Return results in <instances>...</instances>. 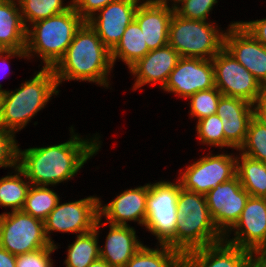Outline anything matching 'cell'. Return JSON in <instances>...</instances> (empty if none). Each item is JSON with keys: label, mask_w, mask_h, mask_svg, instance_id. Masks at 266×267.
<instances>
[{"label": "cell", "mask_w": 266, "mask_h": 267, "mask_svg": "<svg viewBox=\"0 0 266 267\" xmlns=\"http://www.w3.org/2000/svg\"><path fill=\"white\" fill-rule=\"evenodd\" d=\"M69 141L47 147L18 148L17 167L31 185H56L71 179L99 151V138L85 140L74 134Z\"/></svg>", "instance_id": "cell-1"}, {"label": "cell", "mask_w": 266, "mask_h": 267, "mask_svg": "<svg viewBox=\"0 0 266 267\" xmlns=\"http://www.w3.org/2000/svg\"><path fill=\"white\" fill-rule=\"evenodd\" d=\"M52 69L58 85L66 80H82L108 87V73L113 69L111 51L84 22L64 56Z\"/></svg>", "instance_id": "cell-2"}, {"label": "cell", "mask_w": 266, "mask_h": 267, "mask_svg": "<svg viewBox=\"0 0 266 267\" xmlns=\"http://www.w3.org/2000/svg\"><path fill=\"white\" fill-rule=\"evenodd\" d=\"M177 210L176 232L167 246L183 255L224 240L212 220L205 195L185 190L179 183Z\"/></svg>", "instance_id": "cell-3"}, {"label": "cell", "mask_w": 266, "mask_h": 267, "mask_svg": "<svg viewBox=\"0 0 266 267\" xmlns=\"http://www.w3.org/2000/svg\"><path fill=\"white\" fill-rule=\"evenodd\" d=\"M58 84L52 68H42L35 76L15 91L4 90L0 127L11 133L25 128L37 112L45 107Z\"/></svg>", "instance_id": "cell-4"}, {"label": "cell", "mask_w": 266, "mask_h": 267, "mask_svg": "<svg viewBox=\"0 0 266 267\" xmlns=\"http://www.w3.org/2000/svg\"><path fill=\"white\" fill-rule=\"evenodd\" d=\"M84 22L72 6L64 13L31 24L33 29H27L26 57L38 54L43 59L44 68H53Z\"/></svg>", "instance_id": "cell-5"}, {"label": "cell", "mask_w": 266, "mask_h": 267, "mask_svg": "<svg viewBox=\"0 0 266 267\" xmlns=\"http://www.w3.org/2000/svg\"><path fill=\"white\" fill-rule=\"evenodd\" d=\"M207 21L190 20L175 12L169 26L168 44L180 57L213 59L224 48V32Z\"/></svg>", "instance_id": "cell-6"}, {"label": "cell", "mask_w": 266, "mask_h": 267, "mask_svg": "<svg viewBox=\"0 0 266 267\" xmlns=\"http://www.w3.org/2000/svg\"><path fill=\"white\" fill-rule=\"evenodd\" d=\"M44 221L22 210L0 214V246L13 255L49 247Z\"/></svg>", "instance_id": "cell-7"}, {"label": "cell", "mask_w": 266, "mask_h": 267, "mask_svg": "<svg viewBox=\"0 0 266 267\" xmlns=\"http://www.w3.org/2000/svg\"><path fill=\"white\" fill-rule=\"evenodd\" d=\"M160 181L149 184L147 218L145 227L157 237L159 244H166L175 234L178 210L179 181Z\"/></svg>", "instance_id": "cell-8"}, {"label": "cell", "mask_w": 266, "mask_h": 267, "mask_svg": "<svg viewBox=\"0 0 266 267\" xmlns=\"http://www.w3.org/2000/svg\"><path fill=\"white\" fill-rule=\"evenodd\" d=\"M215 86L224 96L237 97L253 104L266 89L225 48L212 59Z\"/></svg>", "instance_id": "cell-9"}, {"label": "cell", "mask_w": 266, "mask_h": 267, "mask_svg": "<svg viewBox=\"0 0 266 267\" xmlns=\"http://www.w3.org/2000/svg\"><path fill=\"white\" fill-rule=\"evenodd\" d=\"M99 201L100 199L94 196L63 204L58 201L56 207L44 220V230L48 241L55 245L48 235L50 231L82 235L94 230L99 217Z\"/></svg>", "instance_id": "cell-10"}, {"label": "cell", "mask_w": 266, "mask_h": 267, "mask_svg": "<svg viewBox=\"0 0 266 267\" xmlns=\"http://www.w3.org/2000/svg\"><path fill=\"white\" fill-rule=\"evenodd\" d=\"M229 154L205 156L189 165L178 179L180 186L206 195L211 189L236 176L237 157Z\"/></svg>", "instance_id": "cell-11"}, {"label": "cell", "mask_w": 266, "mask_h": 267, "mask_svg": "<svg viewBox=\"0 0 266 267\" xmlns=\"http://www.w3.org/2000/svg\"><path fill=\"white\" fill-rule=\"evenodd\" d=\"M249 196L237 175L205 195L212 220L223 236L237 223Z\"/></svg>", "instance_id": "cell-12"}, {"label": "cell", "mask_w": 266, "mask_h": 267, "mask_svg": "<svg viewBox=\"0 0 266 267\" xmlns=\"http://www.w3.org/2000/svg\"><path fill=\"white\" fill-rule=\"evenodd\" d=\"M214 87L216 86L212 59L181 57L170 72L163 90L188 98L199 91Z\"/></svg>", "instance_id": "cell-13"}, {"label": "cell", "mask_w": 266, "mask_h": 267, "mask_svg": "<svg viewBox=\"0 0 266 267\" xmlns=\"http://www.w3.org/2000/svg\"><path fill=\"white\" fill-rule=\"evenodd\" d=\"M224 34V48L266 89V46L239 22L229 25Z\"/></svg>", "instance_id": "cell-14"}, {"label": "cell", "mask_w": 266, "mask_h": 267, "mask_svg": "<svg viewBox=\"0 0 266 267\" xmlns=\"http://www.w3.org/2000/svg\"><path fill=\"white\" fill-rule=\"evenodd\" d=\"M140 0H117L99 10L86 22L97 33L103 44L112 51L121 40L125 29L135 19Z\"/></svg>", "instance_id": "cell-15"}, {"label": "cell", "mask_w": 266, "mask_h": 267, "mask_svg": "<svg viewBox=\"0 0 266 267\" xmlns=\"http://www.w3.org/2000/svg\"><path fill=\"white\" fill-rule=\"evenodd\" d=\"M232 229H237L235 236L227 239ZM224 240L246 250L266 244V198L249 196L237 223L224 235Z\"/></svg>", "instance_id": "cell-16"}, {"label": "cell", "mask_w": 266, "mask_h": 267, "mask_svg": "<svg viewBox=\"0 0 266 267\" xmlns=\"http://www.w3.org/2000/svg\"><path fill=\"white\" fill-rule=\"evenodd\" d=\"M149 184L127 189L110 203L102 206L99 201V217H106L109 224L129 225L126 221H137L145 225L147 218V196Z\"/></svg>", "instance_id": "cell-17"}, {"label": "cell", "mask_w": 266, "mask_h": 267, "mask_svg": "<svg viewBox=\"0 0 266 267\" xmlns=\"http://www.w3.org/2000/svg\"><path fill=\"white\" fill-rule=\"evenodd\" d=\"M180 58L179 53L169 44L149 51L129 68L130 73L136 76L133 89H139L148 83H159L163 89Z\"/></svg>", "instance_id": "cell-18"}, {"label": "cell", "mask_w": 266, "mask_h": 267, "mask_svg": "<svg viewBox=\"0 0 266 267\" xmlns=\"http://www.w3.org/2000/svg\"><path fill=\"white\" fill-rule=\"evenodd\" d=\"M167 2L139 3L135 20L139 24L149 51L168 44L169 26L174 13Z\"/></svg>", "instance_id": "cell-19"}, {"label": "cell", "mask_w": 266, "mask_h": 267, "mask_svg": "<svg viewBox=\"0 0 266 267\" xmlns=\"http://www.w3.org/2000/svg\"><path fill=\"white\" fill-rule=\"evenodd\" d=\"M182 267H249V250L222 240L183 254Z\"/></svg>", "instance_id": "cell-20"}, {"label": "cell", "mask_w": 266, "mask_h": 267, "mask_svg": "<svg viewBox=\"0 0 266 267\" xmlns=\"http://www.w3.org/2000/svg\"><path fill=\"white\" fill-rule=\"evenodd\" d=\"M104 247H100V258L111 267H125L127 262L143 246L138 241L136 231L128 225H109Z\"/></svg>", "instance_id": "cell-21"}, {"label": "cell", "mask_w": 266, "mask_h": 267, "mask_svg": "<svg viewBox=\"0 0 266 267\" xmlns=\"http://www.w3.org/2000/svg\"><path fill=\"white\" fill-rule=\"evenodd\" d=\"M16 0L0 2V50L25 51L27 28Z\"/></svg>", "instance_id": "cell-22"}, {"label": "cell", "mask_w": 266, "mask_h": 267, "mask_svg": "<svg viewBox=\"0 0 266 267\" xmlns=\"http://www.w3.org/2000/svg\"><path fill=\"white\" fill-rule=\"evenodd\" d=\"M148 52L149 49L145 42L142 30L134 19L125 29L119 43L111 51V61L114 66L116 59L120 58L127 64L128 68H130Z\"/></svg>", "instance_id": "cell-23"}, {"label": "cell", "mask_w": 266, "mask_h": 267, "mask_svg": "<svg viewBox=\"0 0 266 267\" xmlns=\"http://www.w3.org/2000/svg\"><path fill=\"white\" fill-rule=\"evenodd\" d=\"M100 224L106 226L108 222L103 224L101 217H98L94 230L77 235L75 242L68 246L67 259L64 261L66 267H88L100 257V246L98 245Z\"/></svg>", "instance_id": "cell-24"}, {"label": "cell", "mask_w": 266, "mask_h": 267, "mask_svg": "<svg viewBox=\"0 0 266 267\" xmlns=\"http://www.w3.org/2000/svg\"><path fill=\"white\" fill-rule=\"evenodd\" d=\"M236 175L250 196L266 198V163L241 154L237 157Z\"/></svg>", "instance_id": "cell-25"}, {"label": "cell", "mask_w": 266, "mask_h": 267, "mask_svg": "<svg viewBox=\"0 0 266 267\" xmlns=\"http://www.w3.org/2000/svg\"><path fill=\"white\" fill-rule=\"evenodd\" d=\"M160 249L142 246L127 262L125 267H182V254L175 249L160 244Z\"/></svg>", "instance_id": "cell-26"}, {"label": "cell", "mask_w": 266, "mask_h": 267, "mask_svg": "<svg viewBox=\"0 0 266 267\" xmlns=\"http://www.w3.org/2000/svg\"><path fill=\"white\" fill-rule=\"evenodd\" d=\"M14 175H7L0 179V206L12 208L11 211L22 210L27 197L30 181L25 182L21 176L25 174L15 168Z\"/></svg>", "instance_id": "cell-27"}, {"label": "cell", "mask_w": 266, "mask_h": 267, "mask_svg": "<svg viewBox=\"0 0 266 267\" xmlns=\"http://www.w3.org/2000/svg\"><path fill=\"white\" fill-rule=\"evenodd\" d=\"M59 200L58 194L48 186L31 185L22 211L44 221Z\"/></svg>", "instance_id": "cell-28"}, {"label": "cell", "mask_w": 266, "mask_h": 267, "mask_svg": "<svg viewBox=\"0 0 266 267\" xmlns=\"http://www.w3.org/2000/svg\"><path fill=\"white\" fill-rule=\"evenodd\" d=\"M26 28L29 24L66 12L72 2L63 6V0H17Z\"/></svg>", "instance_id": "cell-29"}, {"label": "cell", "mask_w": 266, "mask_h": 267, "mask_svg": "<svg viewBox=\"0 0 266 267\" xmlns=\"http://www.w3.org/2000/svg\"><path fill=\"white\" fill-rule=\"evenodd\" d=\"M239 151L243 155L266 163V127L254 118L250 121L245 142Z\"/></svg>", "instance_id": "cell-30"}, {"label": "cell", "mask_w": 266, "mask_h": 267, "mask_svg": "<svg viewBox=\"0 0 266 267\" xmlns=\"http://www.w3.org/2000/svg\"><path fill=\"white\" fill-rule=\"evenodd\" d=\"M222 93L216 88L199 91L187 99H190V115L201 120L217 113V107Z\"/></svg>", "instance_id": "cell-31"}, {"label": "cell", "mask_w": 266, "mask_h": 267, "mask_svg": "<svg viewBox=\"0 0 266 267\" xmlns=\"http://www.w3.org/2000/svg\"><path fill=\"white\" fill-rule=\"evenodd\" d=\"M198 138L202 143L209 146H225V136L221 118L217 114H212L198 120L196 126Z\"/></svg>", "instance_id": "cell-32"}, {"label": "cell", "mask_w": 266, "mask_h": 267, "mask_svg": "<svg viewBox=\"0 0 266 267\" xmlns=\"http://www.w3.org/2000/svg\"><path fill=\"white\" fill-rule=\"evenodd\" d=\"M253 118H221L225 147L238 149L244 144L250 121Z\"/></svg>", "instance_id": "cell-33"}, {"label": "cell", "mask_w": 266, "mask_h": 267, "mask_svg": "<svg viewBox=\"0 0 266 267\" xmlns=\"http://www.w3.org/2000/svg\"><path fill=\"white\" fill-rule=\"evenodd\" d=\"M217 2V0H174L173 7L174 12L180 17L206 21L209 12ZM180 3L181 7L179 6Z\"/></svg>", "instance_id": "cell-34"}, {"label": "cell", "mask_w": 266, "mask_h": 267, "mask_svg": "<svg viewBox=\"0 0 266 267\" xmlns=\"http://www.w3.org/2000/svg\"><path fill=\"white\" fill-rule=\"evenodd\" d=\"M253 104L237 98L222 95L220 97L217 115L220 118H253Z\"/></svg>", "instance_id": "cell-35"}, {"label": "cell", "mask_w": 266, "mask_h": 267, "mask_svg": "<svg viewBox=\"0 0 266 267\" xmlns=\"http://www.w3.org/2000/svg\"><path fill=\"white\" fill-rule=\"evenodd\" d=\"M14 133L0 127V167H17L18 145Z\"/></svg>", "instance_id": "cell-36"}, {"label": "cell", "mask_w": 266, "mask_h": 267, "mask_svg": "<svg viewBox=\"0 0 266 267\" xmlns=\"http://www.w3.org/2000/svg\"><path fill=\"white\" fill-rule=\"evenodd\" d=\"M57 249L56 245H50L33 252L16 256V267H53L50 257L51 253Z\"/></svg>", "instance_id": "cell-37"}, {"label": "cell", "mask_w": 266, "mask_h": 267, "mask_svg": "<svg viewBox=\"0 0 266 267\" xmlns=\"http://www.w3.org/2000/svg\"><path fill=\"white\" fill-rule=\"evenodd\" d=\"M117 0H72V6L78 15L86 22L109 3Z\"/></svg>", "instance_id": "cell-38"}, {"label": "cell", "mask_w": 266, "mask_h": 267, "mask_svg": "<svg viewBox=\"0 0 266 267\" xmlns=\"http://www.w3.org/2000/svg\"><path fill=\"white\" fill-rule=\"evenodd\" d=\"M253 37L266 46V18L249 22H239Z\"/></svg>", "instance_id": "cell-39"}, {"label": "cell", "mask_w": 266, "mask_h": 267, "mask_svg": "<svg viewBox=\"0 0 266 267\" xmlns=\"http://www.w3.org/2000/svg\"><path fill=\"white\" fill-rule=\"evenodd\" d=\"M249 267H266V244L249 250Z\"/></svg>", "instance_id": "cell-40"}, {"label": "cell", "mask_w": 266, "mask_h": 267, "mask_svg": "<svg viewBox=\"0 0 266 267\" xmlns=\"http://www.w3.org/2000/svg\"><path fill=\"white\" fill-rule=\"evenodd\" d=\"M252 107L253 118L266 127V91L253 103Z\"/></svg>", "instance_id": "cell-41"}, {"label": "cell", "mask_w": 266, "mask_h": 267, "mask_svg": "<svg viewBox=\"0 0 266 267\" xmlns=\"http://www.w3.org/2000/svg\"><path fill=\"white\" fill-rule=\"evenodd\" d=\"M0 267H16V256L0 246Z\"/></svg>", "instance_id": "cell-42"}, {"label": "cell", "mask_w": 266, "mask_h": 267, "mask_svg": "<svg viewBox=\"0 0 266 267\" xmlns=\"http://www.w3.org/2000/svg\"><path fill=\"white\" fill-rule=\"evenodd\" d=\"M3 54H6V56ZM15 56H18L19 58L20 57H26V53L25 51H20V50H0V60L1 62H3V66H2V70L3 72H5V70L7 69V65H6V60L5 59H8V58H11V57H15ZM1 64V63H0Z\"/></svg>", "instance_id": "cell-43"}, {"label": "cell", "mask_w": 266, "mask_h": 267, "mask_svg": "<svg viewBox=\"0 0 266 267\" xmlns=\"http://www.w3.org/2000/svg\"><path fill=\"white\" fill-rule=\"evenodd\" d=\"M88 267H111L105 260L98 258L93 261Z\"/></svg>", "instance_id": "cell-44"}, {"label": "cell", "mask_w": 266, "mask_h": 267, "mask_svg": "<svg viewBox=\"0 0 266 267\" xmlns=\"http://www.w3.org/2000/svg\"><path fill=\"white\" fill-rule=\"evenodd\" d=\"M3 95H4V90L2 89V85L0 84V114H1Z\"/></svg>", "instance_id": "cell-45"}, {"label": "cell", "mask_w": 266, "mask_h": 267, "mask_svg": "<svg viewBox=\"0 0 266 267\" xmlns=\"http://www.w3.org/2000/svg\"><path fill=\"white\" fill-rule=\"evenodd\" d=\"M146 1H148V2H167V3H169L168 2L169 0H146ZM170 1H172V0H170Z\"/></svg>", "instance_id": "cell-46"}]
</instances>
